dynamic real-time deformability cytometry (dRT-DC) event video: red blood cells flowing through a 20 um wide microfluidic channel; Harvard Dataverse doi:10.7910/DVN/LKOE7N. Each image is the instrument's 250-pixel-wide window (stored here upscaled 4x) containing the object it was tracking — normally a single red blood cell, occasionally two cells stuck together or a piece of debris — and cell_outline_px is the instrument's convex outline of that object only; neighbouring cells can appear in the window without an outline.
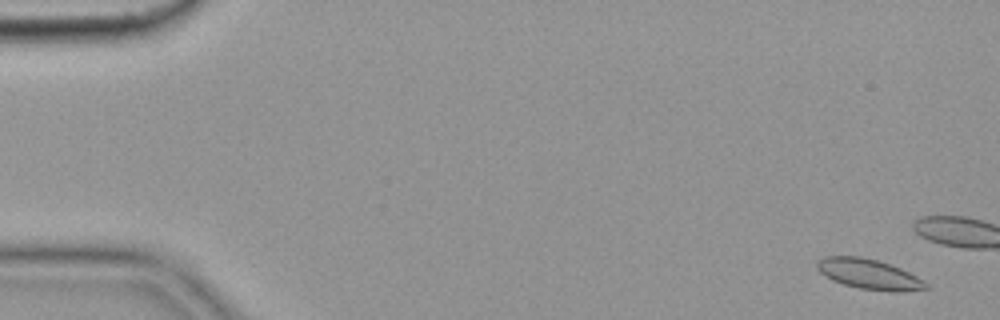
{"species": "common noctule bat (a hibernating species)", "species_latin": "Nyctalus noctula", "temperature_condition": "cold", "stored_images_in_passage": 17, "camera_frame_rate_fps": 3000, "um_per_image_px": 0.085, "animal": {"sex": "female", "body_mass_g": 19.9}, "frame": {"image": 1, "passage_image": 3, "time_ms": 0.667, "image_size_px": [1000, 320], "cell_outline_px": [[928, 288], [900, 292], [896, 292], [860, 288], [844, 284], [832, 280], [820, 272], [816, 268], [816, 260], [824, 256], [860, 256], [876, 260], [900, 268], [924, 280], [928, 284]], "centroid_in_image_um": [73.83, 23.29], "position_along_channel_um": 11.2, "area_um2": 19.02}}